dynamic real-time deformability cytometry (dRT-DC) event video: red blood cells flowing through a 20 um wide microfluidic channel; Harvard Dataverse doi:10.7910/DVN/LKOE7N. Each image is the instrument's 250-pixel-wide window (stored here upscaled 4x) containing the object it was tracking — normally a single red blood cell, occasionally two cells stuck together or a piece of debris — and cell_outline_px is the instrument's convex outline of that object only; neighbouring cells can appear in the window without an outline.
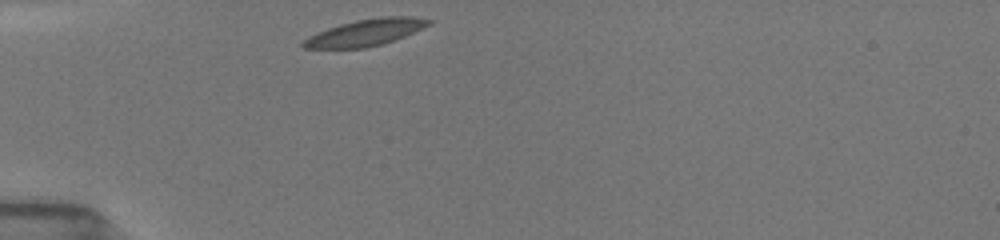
{"species": "common noctule bat (a hibernating species)", "species_latin": "Nyctalus noctula", "temperature_condition": "room temperature", "stored_images_in_passage": 8, "camera_frame_rate_fps": 3000, "um_per_image_px": 0.085, "animal": {"sex": "female", "body_mass_g": 19.5, "forearm_length_mm": 54.1}, "frame": {"image": 1, "passage_image": 1, "time_ms": 0.0, "image_size_px": [1000, 240], "cell_outline_px": [[432, 24], [404, 36], [384, 44], [364, 48], [304, 48], [300, 44], [308, 36], [316, 32], [340, 24], [356, 20], [380, 16], [412, 16], [432, 20]], "centroid_in_image_um": [31.08, 2.76], "position_along_channel_um": 53.9, "area_um2": 19.54}}
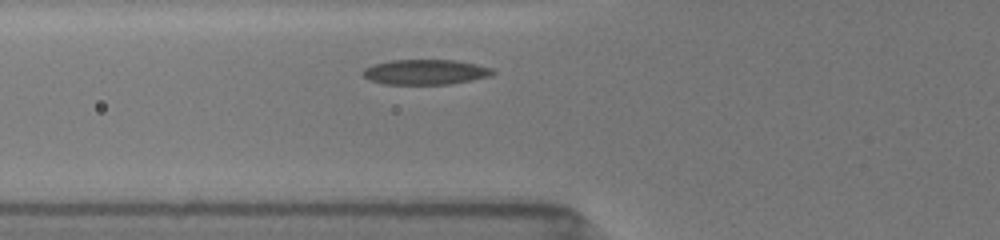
{"frame": {"image": 2, "passage_image": 5, "time_ms": 1.333, "image_size_px": [1000, 240], "cell_outline_px": [[496, 72], [488, 76], [448, 84], [384, 84], [368, 80], [360, 72], [364, 68], [376, 64], [392, 60], [456, 60], [476, 64], [492, 68]], "centroid_in_image_um": [36.12, 6.12], "position_along_channel_um": 89.7, "area_um2": 18.84}}
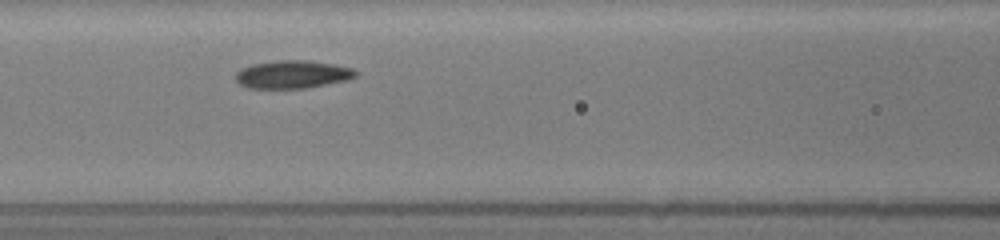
{"frame": {"image": 3, "passage_image": 7, "time_ms": 2.667, "image_size_px": [1000, 240], "cell_outline_px": [[360, 72], [356, 76], [344, 80], [308, 88], [248, 88], [240, 84], [236, 80], [236, 72], [240, 68], [252, 64], [280, 60], [308, 60], [332, 64], [352, 68]], "centroid_in_image_um": [24.85, 6.32], "position_along_channel_um": 141.8, "area_um2": 19.48}}